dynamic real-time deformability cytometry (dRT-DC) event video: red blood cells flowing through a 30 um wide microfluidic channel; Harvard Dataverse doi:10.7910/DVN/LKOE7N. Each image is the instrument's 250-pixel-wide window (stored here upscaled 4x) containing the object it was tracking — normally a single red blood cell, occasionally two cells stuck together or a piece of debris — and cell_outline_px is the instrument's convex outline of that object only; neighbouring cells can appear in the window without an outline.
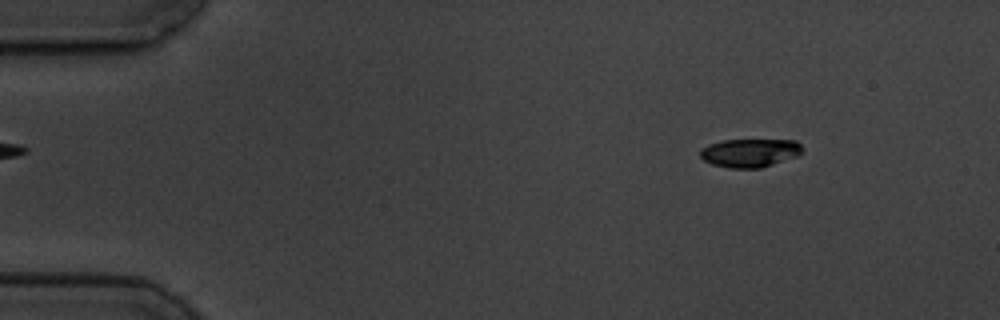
{"species": "common noctule bat (a hibernating species)", "species_latin": "Nyctalus noctula", "temperature_condition": "cold", "stored_images_in_passage": 4, "camera_frame_rate_fps": 3000, "um_per_image_px": 0.085, "animal": {"sex": "male", "body_mass_g": 19.5, "forearm_length_mm": 54.6}, "frame": {"image": 1, "passage_image": 1, "time_ms": 0.0, "image_size_px": [1000, 320], "cell_outline_px": [[804, 152], [796, 156], [760, 168], [728, 168], [712, 164], [704, 160], [700, 156], [700, 148], [708, 144], [720, 140], [796, 140], [804, 148]], "centroid_in_image_um": [63.73, 12.98], "position_along_channel_um": 21.3, "area_um2": 17.05}}
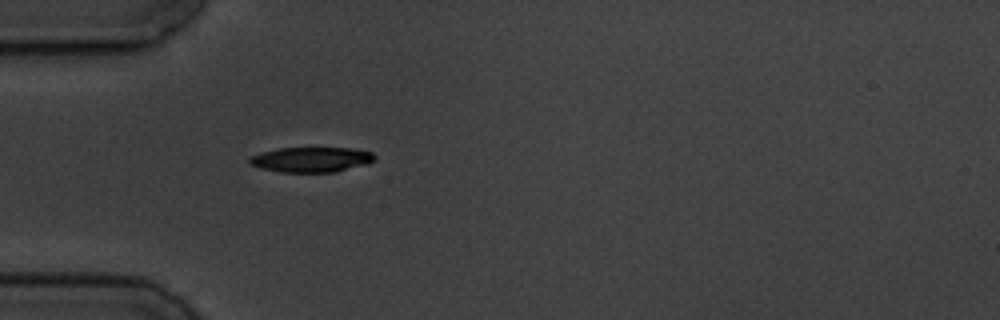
{"frame": {"image": 2, "passage_image": 4, "time_ms": 3.333, "image_size_px": [1000, 320], "cell_outline_px": [[376, 156], [368, 164], [336, 172], [280, 172], [260, 168], [248, 164], [248, 156], [260, 152], [280, 148], [348, 148], [372, 152]], "centroid_in_image_um": [26.4, 13.57], "position_along_channel_um": 58.6, "area_um2": 18.44}}